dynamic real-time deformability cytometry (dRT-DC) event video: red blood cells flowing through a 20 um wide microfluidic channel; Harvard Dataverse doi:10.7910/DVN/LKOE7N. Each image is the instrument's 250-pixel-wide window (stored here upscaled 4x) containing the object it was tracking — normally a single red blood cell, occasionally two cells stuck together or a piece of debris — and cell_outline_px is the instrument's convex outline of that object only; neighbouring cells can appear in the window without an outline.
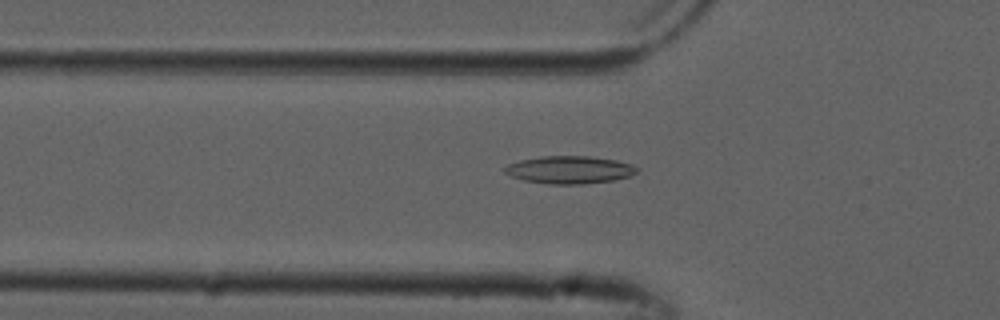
{"species": "common noctule bat (a hibernating species)", "species_latin": "Nyctalus noctula", "temperature_condition": "cold", "stored_images_in_passage": 8, "camera_frame_rate_fps": 3000, "um_per_image_px": 0.085, "animal": {"sex": "male", "forearm_length_mm": 52.5}, "frame": {"image": 1, "passage_image": 6, "time_ms": 1.667, "image_size_px": [1000, 320], "cell_outline_px": [[640, 168], [632, 176], [612, 180], [584, 184], [548, 184], [524, 180], [512, 176], [504, 172], [504, 168], [508, 164], [520, 160], [540, 156], [588, 156], [616, 160], [632, 164]], "centroid_in_image_um": [48.43, 14.43], "position_along_channel_um": 77.4, "area_um2": 21.33}}